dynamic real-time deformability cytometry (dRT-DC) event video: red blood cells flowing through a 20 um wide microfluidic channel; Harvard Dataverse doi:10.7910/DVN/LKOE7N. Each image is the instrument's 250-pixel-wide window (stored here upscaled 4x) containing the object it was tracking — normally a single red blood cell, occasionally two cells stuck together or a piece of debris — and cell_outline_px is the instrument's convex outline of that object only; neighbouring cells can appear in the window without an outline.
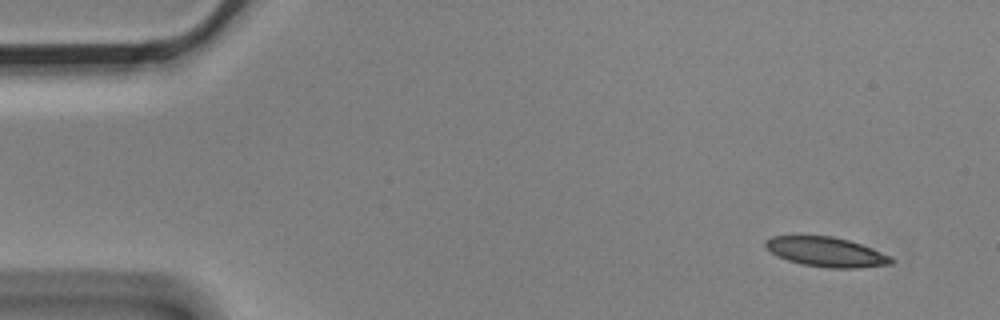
{"species": "Egyptian fruit bat (a non-hibernating species)", "species_latin": "Rousettus aegyptiacus", "temperature_condition": "cold", "stored_images_in_passage": 4, "camera_frame_rate_fps": 3000, "um_per_image_px": 0.085, "animal": {"sex": "male"}, "frame": {"image": 1, "passage_image": 1, "time_ms": 0.0, "image_size_px": [1000, 320], "cell_outline_px": [[896, 260], [892, 264], [860, 268], [828, 268], [804, 264], [788, 260], [776, 256], [764, 244], [764, 240], [772, 236], [832, 236], [848, 240], [872, 248], [892, 256]], "centroid_in_image_um": [70.27, 21.42], "position_along_channel_um": 14.7, "area_um2": 21.73}}